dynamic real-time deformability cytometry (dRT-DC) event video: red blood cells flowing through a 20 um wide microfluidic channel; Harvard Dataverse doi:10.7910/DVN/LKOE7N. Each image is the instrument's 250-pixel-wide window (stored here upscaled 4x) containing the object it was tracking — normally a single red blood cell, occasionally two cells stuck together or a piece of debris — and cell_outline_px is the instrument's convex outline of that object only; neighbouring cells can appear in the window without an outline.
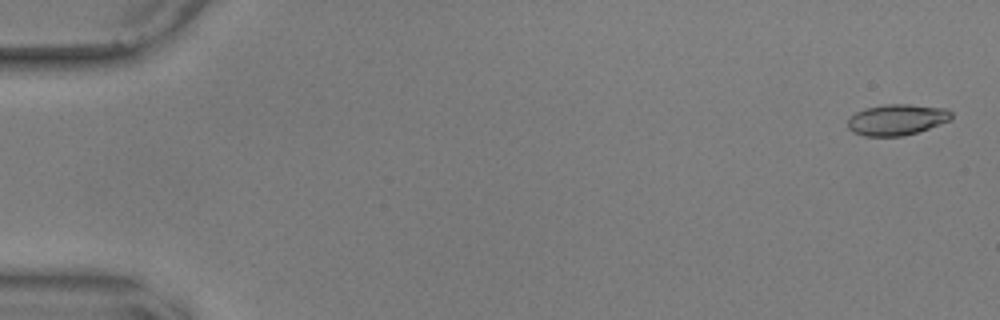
{"species": "common noctule bat (a hibernating species)", "species_latin": "Nyctalus noctula", "temperature_condition": "warm", "stored_images_in_passage": 56, "camera_frame_rate_fps": 3000, "um_per_image_px": 0.085, "animal": {"sex": "male", "body_mass_g": 17.9, "forearm_length_mm": 54.2}, "frame": {"image": 1, "passage_image": 2, "time_ms": 0.333, "image_size_px": [1000, 320], "cell_outline_px": [[952, 120], [904, 136], [864, 136], [852, 132], [848, 128], [848, 120], [856, 112], [864, 108], [884, 104], [908, 104], [948, 108], [952, 112]], "centroid_in_image_um": [76.25, 10.16], "position_along_channel_um": 8.8, "area_um2": 18.84}}
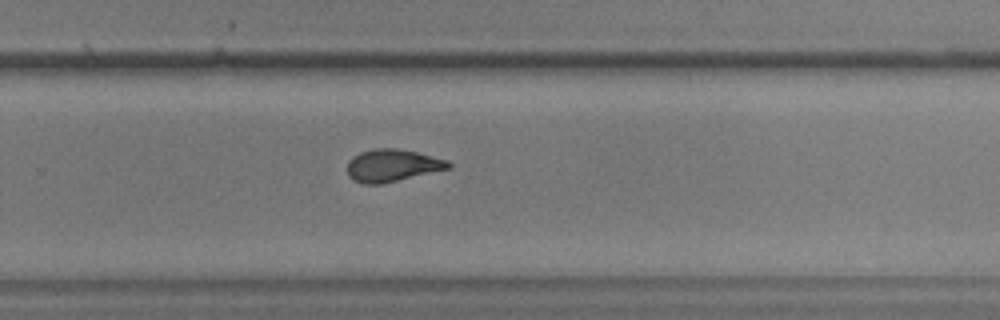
{"frame": {"image": 2, "passage_image": 38, "time_ms": 12.333, "image_size_px": [1000, 320], "cell_outline_px": [[452, 168], [380, 184], [364, 184], [352, 180], [348, 176], [348, 160], [352, 156], [360, 152], [376, 148], [396, 148], [416, 152], [448, 160], [452, 164]], "centroid_in_image_um": [33.34, 14.06], "position_along_channel_um": 296.5, "area_um2": 19.13}}
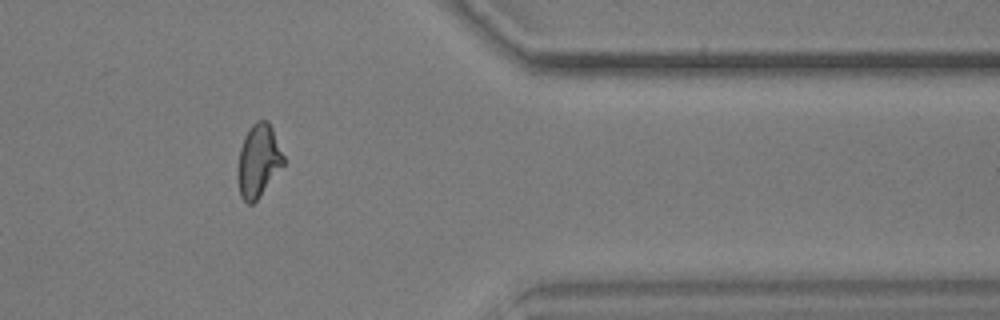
{"frame": {"image": 3, "passage_image": 47, "time_ms": 15.333, "image_size_px": [1000, 320], "cell_outline_px": [[284, 164], [256, 200], [252, 204], [248, 204], [240, 196], [236, 176], [240, 148], [244, 136], [252, 124], [256, 120], [268, 120], [272, 128], [284, 156]], "centroid_in_image_um": [21.94, 13.65], "position_along_channel_um": 389.5, "area_um2": 19.36}, "authors_computed_cell_mechanics": {"area_um2": 19.1896, "velocity_mm_per_s": 3.6239, "shape_relaxation_time_tau1_ms": 6.4147, "shape_relaxation_time_tau2_ms": 1.6413, "deformation_change_tau1": 0.2125, "deformation_change_tau2": 0.0892}}